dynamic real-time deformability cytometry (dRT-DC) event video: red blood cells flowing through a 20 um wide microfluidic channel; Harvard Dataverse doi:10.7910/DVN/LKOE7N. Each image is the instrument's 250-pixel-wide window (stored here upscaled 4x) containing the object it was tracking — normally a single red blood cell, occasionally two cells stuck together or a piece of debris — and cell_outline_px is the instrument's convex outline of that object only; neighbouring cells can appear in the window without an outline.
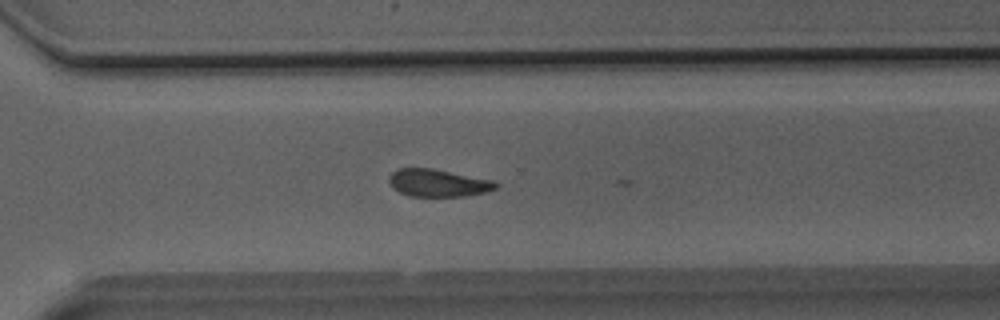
{"species": "Egyptian fruit bat (a non-hibernating species)", "species_latin": "Rousettus aegyptiacus", "temperature_condition": "room temperature", "stored_images_in_passage": 24, "camera_frame_rate_fps": 3000, "um_per_image_px": 0.085, "animal": {"sex": "male"}, "frame": {"image": 1, "passage_image": 23, "time_ms": 7.333, "image_size_px": [1000, 320], "cell_outline_px": [[500, 184], [496, 188], [488, 192], [464, 196], [408, 196], [392, 188], [388, 180], [388, 176], [396, 168], [432, 168], [496, 180]], "centroid_in_image_um": [37.26, 15.54], "position_along_channel_um": 333.3, "area_um2": 17.46}}